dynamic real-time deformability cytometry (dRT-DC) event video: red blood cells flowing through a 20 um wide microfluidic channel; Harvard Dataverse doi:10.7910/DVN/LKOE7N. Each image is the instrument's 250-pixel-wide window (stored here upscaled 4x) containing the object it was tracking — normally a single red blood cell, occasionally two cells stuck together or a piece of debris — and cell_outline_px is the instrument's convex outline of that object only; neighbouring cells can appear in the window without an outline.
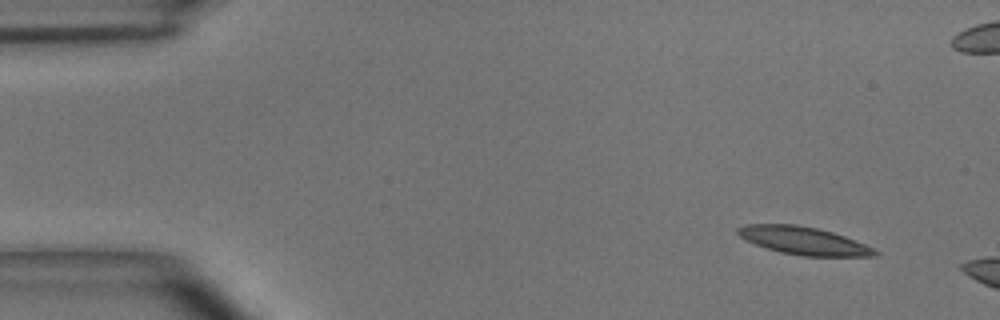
{"species": "common noctule bat (a hibernating species)", "species_latin": "Nyctalus noctula", "temperature_condition": "room temperature", "stored_images_in_passage": 7, "camera_frame_rate_fps": 3000, "um_per_image_px": 0.085, "animal": {"sex": "male", "body_mass_g": 15.6}, "frame": {"image": 1, "passage_image": 3, "time_ms": 0.667, "image_size_px": [1000, 320], "cell_outline_px": [[880, 252], [876, 256], [800, 256], [780, 252], [756, 244], [740, 236], [736, 232], [736, 228], [748, 224], [796, 224], [816, 228], [832, 232], [844, 236], [864, 244]], "centroid_in_image_um": [68.31, 20.46], "position_along_channel_um": 16.7, "area_um2": 21.96}}